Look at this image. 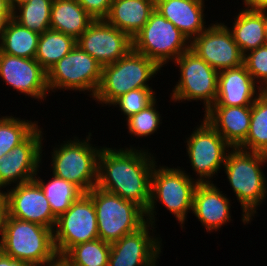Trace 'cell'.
Instances as JSON below:
<instances>
[{
	"label": "cell",
	"instance_id": "6da1fadb",
	"mask_svg": "<svg viewBox=\"0 0 267 266\" xmlns=\"http://www.w3.org/2000/svg\"><path fill=\"white\" fill-rule=\"evenodd\" d=\"M125 148L102 147L98 158L97 187L132 201L146 211L156 157L145 148Z\"/></svg>",
	"mask_w": 267,
	"mask_h": 266
},
{
	"label": "cell",
	"instance_id": "7a4b0ae2",
	"mask_svg": "<svg viewBox=\"0 0 267 266\" xmlns=\"http://www.w3.org/2000/svg\"><path fill=\"white\" fill-rule=\"evenodd\" d=\"M267 163V155L247 151L239 147L229 150L224 172L232 190L240 202L243 224H249L258 207L267 198V179L262 171V165Z\"/></svg>",
	"mask_w": 267,
	"mask_h": 266
},
{
	"label": "cell",
	"instance_id": "3957f363",
	"mask_svg": "<svg viewBox=\"0 0 267 266\" xmlns=\"http://www.w3.org/2000/svg\"><path fill=\"white\" fill-rule=\"evenodd\" d=\"M185 172L178 166L170 168L160 164L158 167L155 164L151 175L149 207L145 211L147 222L156 225V204L159 202L175 216L183 229L187 214L192 211L194 191L198 185V181Z\"/></svg>",
	"mask_w": 267,
	"mask_h": 266
},
{
	"label": "cell",
	"instance_id": "277c9868",
	"mask_svg": "<svg viewBox=\"0 0 267 266\" xmlns=\"http://www.w3.org/2000/svg\"><path fill=\"white\" fill-rule=\"evenodd\" d=\"M161 67L133 48L121 59L102 67L101 82L93 97L108 105L127 92L139 88H152L148 81L154 78Z\"/></svg>",
	"mask_w": 267,
	"mask_h": 266
},
{
	"label": "cell",
	"instance_id": "5b68a950",
	"mask_svg": "<svg viewBox=\"0 0 267 266\" xmlns=\"http://www.w3.org/2000/svg\"><path fill=\"white\" fill-rule=\"evenodd\" d=\"M0 250L31 266H44L58 257L51 228L9 215L5 222Z\"/></svg>",
	"mask_w": 267,
	"mask_h": 266
},
{
	"label": "cell",
	"instance_id": "8992f818",
	"mask_svg": "<svg viewBox=\"0 0 267 266\" xmlns=\"http://www.w3.org/2000/svg\"><path fill=\"white\" fill-rule=\"evenodd\" d=\"M91 136L89 132L84 140L74 137L63 141L51 152L52 173L76 185L83 193L96 187L98 181V158L102 147H93Z\"/></svg>",
	"mask_w": 267,
	"mask_h": 266
},
{
	"label": "cell",
	"instance_id": "52a82bcc",
	"mask_svg": "<svg viewBox=\"0 0 267 266\" xmlns=\"http://www.w3.org/2000/svg\"><path fill=\"white\" fill-rule=\"evenodd\" d=\"M93 200L99 239L113 243L141 228L145 211L136 203L94 187L87 193Z\"/></svg>",
	"mask_w": 267,
	"mask_h": 266
},
{
	"label": "cell",
	"instance_id": "ba28073f",
	"mask_svg": "<svg viewBox=\"0 0 267 266\" xmlns=\"http://www.w3.org/2000/svg\"><path fill=\"white\" fill-rule=\"evenodd\" d=\"M132 41L135 51L155 61L161 68L190 49L187 37L156 10Z\"/></svg>",
	"mask_w": 267,
	"mask_h": 266
},
{
	"label": "cell",
	"instance_id": "9c48e42d",
	"mask_svg": "<svg viewBox=\"0 0 267 266\" xmlns=\"http://www.w3.org/2000/svg\"><path fill=\"white\" fill-rule=\"evenodd\" d=\"M174 63L180 67V77L170 95L171 101L200 100L206 112L217 98L219 72L191 49L183 52Z\"/></svg>",
	"mask_w": 267,
	"mask_h": 266
},
{
	"label": "cell",
	"instance_id": "30bf717a",
	"mask_svg": "<svg viewBox=\"0 0 267 266\" xmlns=\"http://www.w3.org/2000/svg\"><path fill=\"white\" fill-rule=\"evenodd\" d=\"M102 66L88 53L76 46L47 71L50 91L71 90L90 92L94 97L101 82ZM92 92V93H91Z\"/></svg>",
	"mask_w": 267,
	"mask_h": 266
},
{
	"label": "cell",
	"instance_id": "8fae6325",
	"mask_svg": "<svg viewBox=\"0 0 267 266\" xmlns=\"http://www.w3.org/2000/svg\"><path fill=\"white\" fill-rule=\"evenodd\" d=\"M98 238L94 203L84 193L57 218L53 229L55 250L58 257H63L72 247Z\"/></svg>",
	"mask_w": 267,
	"mask_h": 266
},
{
	"label": "cell",
	"instance_id": "7c38bea8",
	"mask_svg": "<svg viewBox=\"0 0 267 266\" xmlns=\"http://www.w3.org/2000/svg\"><path fill=\"white\" fill-rule=\"evenodd\" d=\"M186 139V154L198 183L214 182L210 179L224 167L231 146L203 118L202 123Z\"/></svg>",
	"mask_w": 267,
	"mask_h": 266
},
{
	"label": "cell",
	"instance_id": "4fadbf2b",
	"mask_svg": "<svg viewBox=\"0 0 267 266\" xmlns=\"http://www.w3.org/2000/svg\"><path fill=\"white\" fill-rule=\"evenodd\" d=\"M43 139L39 125L22 143L0 157V189L34 179L42 164Z\"/></svg>",
	"mask_w": 267,
	"mask_h": 266
},
{
	"label": "cell",
	"instance_id": "5bb4252c",
	"mask_svg": "<svg viewBox=\"0 0 267 266\" xmlns=\"http://www.w3.org/2000/svg\"><path fill=\"white\" fill-rule=\"evenodd\" d=\"M76 44L102 67L114 63L132 48V38L105 19L93 20Z\"/></svg>",
	"mask_w": 267,
	"mask_h": 266
},
{
	"label": "cell",
	"instance_id": "9a60e30c",
	"mask_svg": "<svg viewBox=\"0 0 267 266\" xmlns=\"http://www.w3.org/2000/svg\"><path fill=\"white\" fill-rule=\"evenodd\" d=\"M210 25L190 42V49L218 72L242 65L244 55L228 26L224 22Z\"/></svg>",
	"mask_w": 267,
	"mask_h": 266
},
{
	"label": "cell",
	"instance_id": "2e32d148",
	"mask_svg": "<svg viewBox=\"0 0 267 266\" xmlns=\"http://www.w3.org/2000/svg\"><path fill=\"white\" fill-rule=\"evenodd\" d=\"M155 228L146 222L137 231L111 243L108 266H157L162 253V239L157 235L154 237Z\"/></svg>",
	"mask_w": 267,
	"mask_h": 266
},
{
	"label": "cell",
	"instance_id": "e0dca14e",
	"mask_svg": "<svg viewBox=\"0 0 267 266\" xmlns=\"http://www.w3.org/2000/svg\"><path fill=\"white\" fill-rule=\"evenodd\" d=\"M0 78L20 94L45 100L47 92V72L35 59L11 56L0 51Z\"/></svg>",
	"mask_w": 267,
	"mask_h": 266
},
{
	"label": "cell",
	"instance_id": "ac0fdd59",
	"mask_svg": "<svg viewBox=\"0 0 267 266\" xmlns=\"http://www.w3.org/2000/svg\"><path fill=\"white\" fill-rule=\"evenodd\" d=\"M6 194L10 217L54 229L57 218L53 215L43 190L34 179L13 185Z\"/></svg>",
	"mask_w": 267,
	"mask_h": 266
},
{
	"label": "cell",
	"instance_id": "d6986e66",
	"mask_svg": "<svg viewBox=\"0 0 267 266\" xmlns=\"http://www.w3.org/2000/svg\"><path fill=\"white\" fill-rule=\"evenodd\" d=\"M213 183H198L193 196L192 213L207 232H216L231 220V204L226 194Z\"/></svg>",
	"mask_w": 267,
	"mask_h": 266
},
{
	"label": "cell",
	"instance_id": "ffe728a7",
	"mask_svg": "<svg viewBox=\"0 0 267 266\" xmlns=\"http://www.w3.org/2000/svg\"><path fill=\"white\" fill-rule=\"evenodd\" d=\"M260 93L261 88L242 64L219 72L217 98L212 106H252Z\"/></svg>",
	"mask_w": 267,
	"mask_h": 266
},
{
	"label": "cell",
	"instance_id": "44dd1931",
	"mask_svg": "<svg viewBox=\"0 0 267 266\" xmlns=\"http://www.w3.org/2000/svg\"><path fill=\"white\" fill-rule=\"evenodd\" d=\"M204 119L231 147H239L247 137L251 106H211Z\"/></svg>",
	"mask_w": 267,
	"mask_h": 266
},
{
	"label": "cell",
	"instance_id": "7402d4cb",
	"mask_svg": "<svg viewBox=\"0 0 267 266\" xmlns=\"http://www.w3.org/2000/svg\"><path fill=\"white\" fill-rule=\"evenodd\" d=\"M204 2V0H158L155 3V10L172 22L191 42L207 28Z\"/></svg>",
	"mask_w": 267,
	"mask_h": 266
},
{
	"label": "cell",
	"instance_id": "603a6c76",
	"mask_svg": "<svg viewBox=\"0 0 267 266\" xmlns=\"http://www.w3.org/2000/svg\"><path fill=\"white\" fill-rule=\"evenodd\" d=\"M155 10L152 0H112L105 20L133 38Z\"/></svg>",
	"mask_w": 267,
	"mask_h": 266
},
{
	"label": "cell",
	"instance_id": "cb8c5ba5",
	"mask_svg": "<svg viewBox=\"0 0 267 266\" xmlns=\"http://www.w3.org/2000/svg\"><path fill=\"white\" fill-rule=\"evenodd\" d=\"M228 29L243 55L267 44L264 10L245 7L236 15L232 27Z\"/></svg>",
	"mask_w": 267,
	"mask_h": 266
},
{
	"label": "cell",
	"instance_id": "d4e9b609",
	"mask_svg": "<svg viewBox=\"0 0 267 266\" xmlns=\"http://www.w3.org/2000/svg\"><path fill=\"white\" fill-rule=\"evenodd\" d=\"M94 19L77 0H53L50 29L78 39Z\"/></svg>",
	"mask_w": 267,
	"mask_h": 266
},
{
	"label": "cell",
	"instance_id": "484cf974",
	"mask_svg": "<svg viewBox=\"0 0 267 266\" xmlns=\"http://www.w3.org/2000/svg\"><path fill=\"white\" fill-rule=\"evenodd\" d=\"M40 34L21 26L13 18L0 38V51L2 53L35 59Z\"/></svg>",
	"mask_w": 267,
	"mask_h": 266
},
{
	"label": "cell",
	"instance_id": "4316f807",
	"mask_svg": "<svg viewBox=\"0 0 267 266\" xmlns=\"http://www.w3.org/2000/svg\"><path fill=\"white\" fill-rule=\"evenodd\" d=\"M38 173L39 169L34 180L43 190L49 202L50 209L56 218L66 212L71 205L84 194L76 185L57 177L53 173L52 179L49 180L48 183H45V181L39 177Z\"/></svg>",
	"mask_w": 267,
	"mask_h": 266
},
{
	"label": "cell",
	"instance_id": "83f0119b",
	"mask_svg": "<svg viewBox=\"0 0 267 266\" xmlns=\"http://www.w3.org/2000/svg\"><path fill=\"white\" fill-rule=\"evenodd\" d=\"M76 46V39L62 32L47 30L40 34L35 60L47 72Z\"/></svg>",
	"mask_w": 267,
	"mask_h": 266
},
{
	"label": "cell",
	"instance_id": "f1b7e54d",
	"mask_svg": "<svg viewBox=\"0 0 267 266\" xmlns=\"http://www.w3.org/2000/svg\"><path fill=\"white\" fill-rule=\"evenodd\" d=\"M239 148L267 155V97L262 93L251 106L249 132Z\"/></svg>",
	"mask_w": 267,
	"mask_h": 266
},
{
	"label": "cell",
	"instance_id": "f546056e",
	"mask_svg": "<svg viewBox=\"0 0 267 266\" xmlns=\"http://www.w3.org/2000/svg\"><path fill=\"white\" fill-rule=\"evenodd\" d=\"M53 0H29L13 10V19L21 26L42 34L50 29Z\"/></svg>",
	"mask_w": 267,
	"mask_h": 266
},
{
	"label": "cell",
	"instance_id": "4dcf8cb0",
	"mask_svg": "<svg viewBox=\"0 0 267 266\" xmlns=\"http://www.w3.org/2000/svg\"><path fill=\"white\" fill-rule=\"evenodd\" d=\"M110 243L94 239L72 247L63 258L71 266H108Z\"/></svg>",
	"mask_w": 267,
	"mask_h": 266
},
{
	"label": "cell",
	"instance_id": "1f68e13d",
	"mask_svg": "<svg viewBox=\"0 0 267 266\" xmlns=\"http://www.w3.org/2000/svg\"><path fill=\"white\" fill-rule=\"evenodd\" d=\"M37 121L11 116L0 117V157L22 143L36 128Z\"/></svg>",
	"mask_w": 267,
	"mask_h": 266
},
{
	"label": "cell",
	"instance_id": "d6a6232c",
	"mask_svg": "<svg viewBox=\"0 0 267 266\" xmlns=\"http://www.w3.org/2000/svg\"><path fill=\"white\" fill-rule=\"evenodd\" d=\"M155 99L150 105L143 110L125 119L127 121L129 134L133 137H147L157 132L162 122L161 114L156 109L158 107ZM156 131V132H155Z\"/></svg>",
	"mask_w": 267,
	"mask_h": 266
},
{
	"label": "cell",
	"instance_id": "836d02e7",
	"mask_svg": "<svg viewBox=\"0 0 267 266\" xmlns=\"http://www.w3.org/2000/svg\"><path fill=\"white\" fill-rule=\"evenodd\" d=\"M156 99L155 91L152 88H139L131 90L114 100L110 106H116L126 115V119L137 114Z\"/></svg>",
	"mask_w": 267,
	"mask_h": 266
},
{
	"label": "cell",
	"instance_id": "e575fe53",
	"mask_svg": "<svg viewBox=\"0 0 267 266\" xmlns=\"http://www.w3.org/2000/svg\"><path fill=\"white\" fill-rule=\"evenodd\" d=\"M243 64L260 88L267 84V44L244 54Z\"/></svg>",
	"mask_w": 267,
	"mask_h": 266
},
{
	"label": "cell",
	"instance_id": "d590c367",
	"mask_svg": "<svg viewBox=\"0 0 267 266\" xmlns=\"http://www.w3.org/2000/svg\"><path fill=\"white\" fill-rule=\"evenodd\" d=\"M85 11L94 19H105L109 13L112 0H77Z\"/></svg>",
	"mask_w": 267,
	"mask_h": 266
},
{
	"label": "cell",
	"instance_id": "8d00e7d4",
	"mask_svg": "<svg viewBox=\"0 0 267 266\" xmlns=\"http://www.w3.org/2000/svg\"><path fill=\"white\" fill-rule=\"evenodd\" d=\"M8 216V199L6 191L0 189V246L4 237L5 222Z\"/></svg>",
	"mask_w": 267,
	"mask_h": 266
},
{
	"label": "cell",
	"instance_id": "74e56055",
	"mask_svg": "<svg viewBox=\"0 0 267 266\" xmlns=\"http://www.w3.org/2000/svg\"><path fill=\"white\" fill-rule=\"evenodd\" d=\"M0 266H31L27 262L14 259L0 250Z\"/></svg>",
	"mask_w": 267,
	"mask_h": 266
},
{
	"label": "cell",
	"instance_id": "f35d334b",
	"mask_svg": "<svg viewBox=\"0 0 267 266\" xmlns=\"http://www.w3.org/2000/svg\"><path fill=\"white\" fill-rule=\"evenodd\" d=\"M244 7L252 10L267 9V0H242Z\"/></svg>",
	"mask_w": 267,
	"mask_h": 266
},
{
	"label": "cell",
	"instance_id": "ab89813d",
	"mask_svg": "<svg viewBox=\"0 0 267 266\" xmlns=\"http://www.w3.org/2000/svg\"><path fill=\"white\" fill-rule=\"evenodd\" d=\"M12 18L13 12H0V38Z\"/></svg>",
	"mask_w": 267,
	"mask_h": 266
},
{
	"label": "cell",
	"instance_id": "60d3db41",
	"mask_svg": "<svg viewBox=\"0 0 267 266\" xmlns=\"http://www.w3.org/2000/svg\"><path fill=\"white\" fill-rule=\"evenodd\" d=\"M44 266H71L63 257H57L54 261Z\"/></svg>",
	"mask_w": 267,
	"mask_h": 266
},
{
	"label": "cell",
	"instance_id": "b9f144b4",
	"mask_svg": "<svg viewBox=\"0 0 267 266\" xmlns=\"http://www.w3.org/2000/svg\"><path fill=\"white\" fill-rule=\"evenodd\" d=\"M0 12H13L8 0H0Z\"/></svg>",
	"mask_w": 267,
	"mask_h": 266
},
{
	"label": "cell",
	"instance_id": "7bdbcfd3",
	"mask_svg": "<svg viewBox=\"0 0 267 266\" xmlns=\"http://www.w3.org/2000/svg\"><path fill=\"white\" fill-rule=\"evenodd\" d=\"M29 0H8L9 5L11 7L12 10H14L16 7H18L19 5L28 2Z\"/></svg>",
	"mask_w": 267,
	"mask_h": 266
},
{
	"label": "cell",
	"instance_id": "ee69618b",
	"mask_svg": "<svg viewBox=\"0 0 267 266\" xmlns=\"http://www.w3.org/2000/svg\"><path fill=\"white\" fill-rule=\"evenodd\" d=\"M264 24H265V35L267 39V9H264Z\"/></svg>",
	"mask_w": 267,
	"mask_h": 266
},
{
	"label": "cell",
	"instance_id": "f6af8a7d",
	"mask_svg": "<svg viewBox=\"0 0 267 266\" xmlns=\"http://www.w3.org/2000/svg\"><path fill=\"white\" fill-rule=\"evenodd\" d=\"M261 93L267 97V84L261 88Z\"/></svg>",
	"mask_w": 267,
	"mask_h": 266
}]
</instances>
